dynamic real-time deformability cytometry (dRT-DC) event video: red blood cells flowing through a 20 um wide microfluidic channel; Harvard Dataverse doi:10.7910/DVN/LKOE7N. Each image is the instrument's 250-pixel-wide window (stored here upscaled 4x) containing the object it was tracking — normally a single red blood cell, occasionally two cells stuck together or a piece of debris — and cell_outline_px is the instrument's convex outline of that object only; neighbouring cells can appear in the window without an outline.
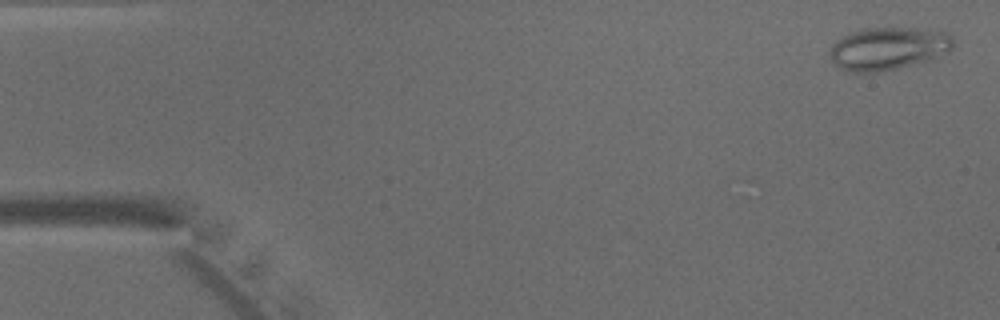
{"species": "common noctule bat (a hibernating species)", "species_latin": "Nyctalus noctula", "temperature_condition": "warm", "stored_images_in_passage": 47, "camera_frame_rate_fps": 3000, "um_per_image_px": 0.085, "animal": {"sex": "male", "body_mass_g": 15.6}, "frame": {"image": 1, "passage_image": 2, "time_ms": 0.333, "image_size_px": [1000, 320], "cell_outline_px": [[952, 48], [948, 52], [932, 60], [896, 68], [876, 72], [848, 72], [840, 68], [832, 60], [832, 44], [836, 40], [852, 32], [864, 28], [916, 28], [948, 32], [952, 36]], "centroid_in_image_um": [75.54, 4.12], "position_along_channel_um": 9.5, "area_um2": 30.58}}
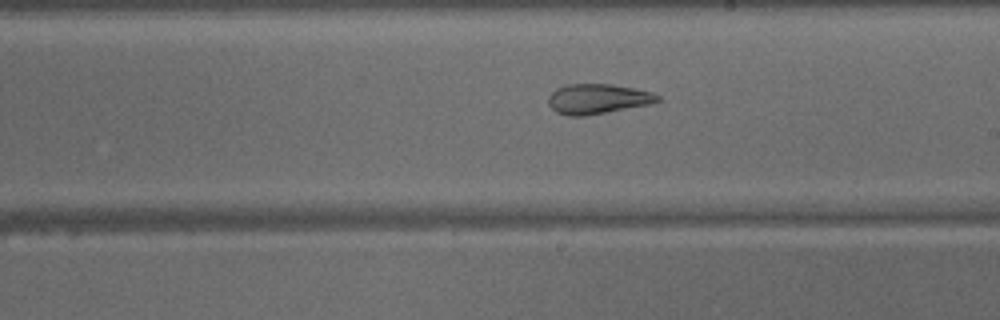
{"frame": {"image": 2, "passage_image": 27, "time_ms": 8.667, "image_size_px": [1000, 320], "cell_outline_px": [[660, 100], [652, 104], [584, 116], [568, 116], [556, 112], [548, 104], [548, 96], [556, 88], [564, 84], [612, 84], [652, 92], [660, 96]], "centroid_in_image_um": [50.78, 8.4], "position_along_channel_um": 238.2, "area_um2": 19.19}}
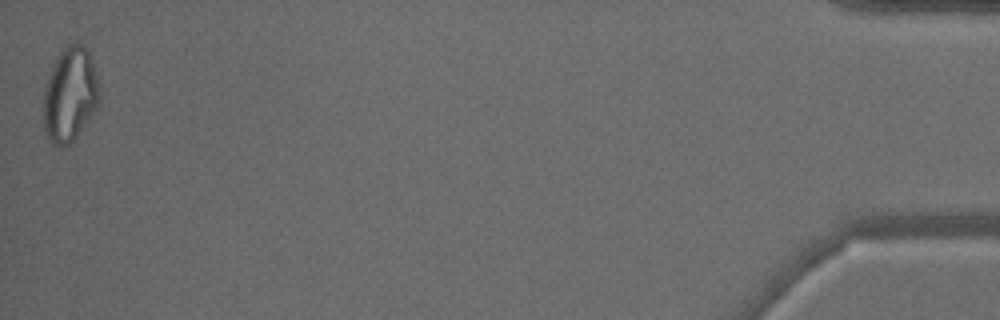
{"frame": {"image": 3, "passage_image": 47, "time_ms": 15.333, "image_size_px": [1000, 320], "cell_outline_px": [[100, 96], [96, 108], [88, 120], [76, 136], [68, 144], [60, 148], [52, 144], [44, 128], [44, 84], [52, 64], [60, 52], [68, 44], [84, 44], [88, 48], [100, 84]], "centroid_in_image_um": [5.95, 8.0], "position_along_channel_um": 429.2, "area_um2": 30.92}}